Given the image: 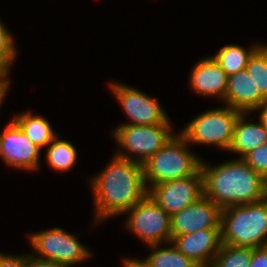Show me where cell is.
<instances>
[{
  "mask_svg": "<svg viewBox=\"0 0 267 267\" xmlns=\"http://www.w3.org/2000/svg\"><path fill=\"white\" fill-rule=\"evenodd\" d=\"M89 183L95 201V224L126 213L148 194L143 164L116 155Z\"/></svg>",
  "mask_w": 267,
  "mask_h": 267,
  "instance_id": "cell-1",
  "label": "cell"
},
{
  "mask_svg": "<svg viewBox=\"0 0 267 267\" xmlns=\"http://www.w3.org/2000/svg\"><path fill=\"white\" fill-rule=\"evenodd\" d=\"M203 196L224 209L232 205L259 202L261 174L242 158L209 166L202 161Z\"/></svg>",
  "mask_w": 267,
  "mask_h": 267,
  "instance_id": "cell-2",
  "label": "cell"
},
{
  "mask_svg": "<svg viewBox=\"0 0 267 267\" xmlns=\"http://www.w3.org/2000/svg\"><path fill=\"white\" fill-rule=\"evenodd\" d=\"M220 233L229 246H267V206L259 201L222 209Z\"/></svg>",
  "mask_w": 267,
  "mask_h": 267,
  "instance_id": "cell-3",
  "label": "cell"
},
{
  "mask_svg": "<svg viewBox=\"0 0 267 267\" xmlns=\"http://www.w3.org/2000/svg\"><path fill=\"white\" fill-rule=\"evenodd\" d=\"M187 145L186 139L180 133L174 135L143 163L144 182L147 190L153 185L165 181L195 175L201 170L202 159L190 152Z\"/></svg>",
  "mask_w": 267,
  "mask_h": 267,
  "instance_id": "cell-4",
  "label": "cell"
},
{
  "mask_svg": "<svg viewBox=\"0 0 267 267\" xmlns=\"http://www.w3.org/2000/svg\"><path fill=\"white\" fill-rule=\"evenodd\" d=\"M241 113L229 106L207 110L196 116L179 133L189 145H214L228 151L233 140L236 120Z\"/></svg>",
  "mask_w": 267,
  "mask_h": 267,
  "instance_id": "cell-5",
  "label": "cell"
},
{
  "mask_svg": "<svg viewBox=\"0 0 267 267\" xmlns=\"http://www.w3.org/2000/svg\"><path fill=\"white\" fill-rule=\"evenodd\" d=\"M171 129V124H121L113 130V138L127 152L119 150L115 155L143 164L174 136Z\"/></svg>",
  "mask_w": 267,
  "mask_h": 267,
  "instance_id": "cell-6",
  "label": "cell"
},
{
  "mask_svg": "<svg viewBox=\"0 0 267 267\" xmlns=\"http://www.w3.org/2000/svg\"><path fill=\"white\" fill-rule=\"evenodd\" d=\"M29 239L33 252L39 258L58 262L65 267L79 264L92 256L91 251L77 240L76 235L59 227L32 233Z\"/></svg>",
  "mask_w": 267,
  "mask_h": 267,
  "instance_id": "cell-7",
  "label": "cell"
},
{
  "mask_svg": "<svg viewBox=\"0 0 267 267\" xmlns=\"http://www.w3.org/2000/svg\"><path fill=\"white\" fill-rule=\"evenodd\" d=\"M129 213V214H128ZM126 227L147 245L170 243L171 216L148 194L127 211Z\"/></svg>",
  "mask_w": 267,
  "mask_h": 267,
  "instance_id": "cell-8",
  "label": "cell"
},
{
  "mask_svg": "<svg viewBox=\"0 0 267 267\" xmlns=\"http://www.w3.org/2000/svg\"><path fill=\"white\" fill-rule=\"evenodd\" d=\"M109 86L126 116L130 119L129 121H131L125 124H171L157 98L149 97L144 92L119 82H111Z\"/></svg>",
  "mask_w": 267,
  "mask_h": 267,
  "instance_id": "cell-9",
  "label": "cell"
},
{
  "mask_svg": "<svg viewBox=\"0 0 267 267\" xmlns=\"http://www.w3.org/2000/svg\"><path fill=\"white\" fill-rule=\"evenodd\" d=\"M148 195L170 216L197 202L203 196V175L165 181L153 185Z\"/></svg>",
  "mask_w": 267,
  "mask_h": 267,
  "instance_id": "cell-10",
  "label": "cell"
},
{
  "mask_svg": "<svg viewBox=\"0 0 267 267\" xmlns=\"http://www.w3.org/2000/svg\"><path fill=\"white\" fill-rule=\"evenodd\" d=\"M40 151L13 120L0 133V158L11 168L28 172L39 169Z\"/></svg>",
  "mask_w": 267,
  "mask_h": 267,
  "instance_id": "cell-11",
  "label": "cell"
},
{
  "mask_svg": "<svg viewBox=\"0 0 267 267\" xmlns=\"http://www.w3.org/2000/svg\"><path fill=\"white\" fill-rule=\"evenodd\" d=\"M222 209L202 196L197 202L171 216L172 236L194 233L203 229H220Z\"/></svg>",
  "mask_w": 267,
  "mask_h": 267,
  "instance_id": "cell-12",
  "label": "cell"
},
{
  "mask_svg": "<svg viewBox=\"0 0 267 267\" xmlns=\"http://www.w3.org/2000/svg\"><path fill=\"white\" fill-rule=\"evenodd\" d=\"M171 243L186 257L203 267L211 266L222 244L220 229H203L190 234L172 236Z\"/></svg>",
  "mask_w": 267,
  "mask_h": 267,
  "instance_id": "cell-13",
  "label": "cell"
},
{
  "mask_svg": "<svg viewBox=\"0 0 267 267\" xmlns=\"http://www.w3.org/2000/svg\"><path fill=\"white\" fill-rule=\"evenodd\" d=\"M265 100L267 99L246 69L228 76L226 94L223 99L226 106L242 113H250L255 112Z\"/></svg>",
  "mask_w": 267,
  "mask_h": 267,
  "instance_id": "cell-14",
  "label": "cell"
},
{
  "mask_svg": "<svg viewBox=\"0 0 267 267\" xmlns=\"http://www.w3.org/2000/svg\"><path fill=\"white\" fill-rule=\"evenodd\" d=\"M190 88L199 95L218 97L223 101L228 75L211 56L197 61L190 72Z\"/></svg>",
  "mask_w": 267,
  "mask_h": 267,
  "instance_id": "cell-15",
  "label": "cell"
},
{
  "mask_svg": "<svg viewBox=\"0 0 267 267\" xmlns=\"http://www.w3.org/2000/svg\"><path fill=\"white\" fill-rule=\"evenodd\" d=\"M241 113L235 123L233 140L228 151L238 153L243 158L258 146L267 143V129L259 120L258 123L247 122L246 115Z\"/></svg>",
  "mask_w": 267,
  "mask_h": 267,
  "instance_id": "cell-16",
  "label": "cell"
},
{
  "mask_svg": "<svg viewBox=\"0 0 267 267\" xmlns=\"http://www.w3.org/2000/svg\"><path fill=\"white\" fill-rule=\"evenodd\" d=\"M14 117L12 120L41 149L46 147L57 136L52 130V125L45 117L32 115L30 111Z\"/></svg>",
  "mask_w": 267,
  "mask_h": 267,
  "instance_id": "cell-17",
  "label": "cell"
},
{
  "mask_svg": "<svg viewBox=\"0 0 267 267\" xmlns=\"http://www.w3.org/2000/svg\"><path fill=\"white\" fill-rule=\"evenodd\" d=\"M259 46L256 44L245 49L240 45H225L212 57L229 76L245 70L250 56Z\"/></svg>",
  "mask_w": 267,
  "mask_h": 267,
  "instance_id": "cell-18",
  "label": "cell"
},
{
  "mask_svg": "<svg viewBox=\"0 0 267 267\" xmlns=\"http://www.w3.org/2000/svg\"><path fill=\"white\" fill-rule=\"evenodd\" d=\"M46 161L56 171L67 172L75 166L77 150L69 141L60 140L56 136L48 145Z\"/></svg>",
  "mask_w": 267,
  "mask_h": 267,
  "instance_id": "cell-19",
  "label": "cell"
},
{
  "mask_svg": "<svg viewBox=\"0 0 267 267\" xmlns=\"http://www.w3.org/2000/svg\"><path fill=\"white\" fill-rule=\"evenodd\" d=\"M160 248V244L149 245L153 252L146 259L151 267H197L198 265L181 253L174 245ZM159 247V248H158ZM155 250V251H154Z\"/></svg>",
  "mask_w": 267,
  "mask_h": 267,
  "instance_id": "cell-20",
  "label": "cell"
},
{
  "mask_svg": "<svg viewBox=\"0 0 267 267\" xmlns=\"http://www.w3.org/2000/svg\"><path fill=\"white\" fill-rule=\"evenodd\" d=\"M253 248L221 244L210 267H249Z\"/></svg>",
  "mask_w": 267,
  "mask_h": 267,
  "instance_id": "cell-21",
  "label": "cell"
},
{
  "mask_svg": "<svg viewBox=\"0 0 267 267\" xmlns=\"http://www.w3.org/2000/svg\"><path fill=\"white\" fill-rule=\"evenodd\" d=\"M259 44L260 46L250 56L245 69L267 99V44Z\"/></svg>",
  "mask_w": 267,
  "mask_h": 267,
  "instance_id": "cell-22",
  "label": "cell"
},
{
  "mask_svg": "<svg viewBox=\"0 0 267 267\" xmlns=\"http://www.w3.org/2000/svg\"><path fill=\"white\" fill-rule=\"evenodd\" d=\"M14 42L13 36L0 19V74H10L9 69L18 53Z\"/></svg>",
  "mask_w": 267,
  "mask_h": 267,
  "instance_id": "cell-23",
  "label": "cell"
},
{
  "mask_svg": "<svg viewBox=\"0 0 267 267\" xmlns=\"http://www.w3.org/2000/svg\"><path fill=\"white\" fill-rule=\"evenodd\" d=\"M255 172L267 173V143L258 146L242 158Z\"/></svg>",
  "mask_w": 267,
  "mask_h": 267,
  "instance_id": "cell-24",
  "label": "cell"
},
{
  "mask_svg": "<svg viewBox=\"0 0 267 267\" xmlns=\"http://www.w3.org/2000/svg\"><path fill=\"white\" fill-rule=\"evenodd\" d=\"M27 255H9L0 252V267H25Z\"/></svg>",
  "mask_w": 267,
  "mask_h": 267,
  "instance_id": "cell-25",
  "label": "cell"
},
{
  "mask_svg": "<svg viewBox=\"0 0 267 267\" xmlns=\"http://www.w3.org/2000/svg\"><path fill=\"white\" fill-rule=\"evenodd\" d=\"M35 255V253L27 255L25 267H65L64 265L59 264L58 262L48 259H42L36 257Z\"/></svg>",
  "mask_w": 267,
  "mask_h": 267,
  "instance_id": "cell-26",
  "label": "cell"
},
{
  "mask_svg": "<svg viewBox=\"0 0 267 267\" xmlns=\"http://www.w3.org/2000/svg\"><path fill=\"white\" fill-rule=\"evenodd\" d=\"M249 267H267V246L253 248Z\"/></svg>",
  "mask_w": 267,
  "mask_h": 267,
  "instance_id": "cell-27",
  "label": "cell"
},
{
  "mask_svg": "<svg viewBox=\"0 0 267 267\" xmlns=\"http://www.w3.org/2000/svg\"><path fill=\"white\" fill-rule=\"evenodd\" d=\"M123 262V267H151L148 260L145 258L144 260L125 258Z\"/></svg>",
  "mask_w": 267,
  "mask_h": 267,
  "instance_id": "cell-28",
  "label": "cell"
},
{
  "mask_svg": "<svg viewBox=\"0 0 267 267\" xmlns=\"http://www.w3.org/2000/svg\"><path fill=\"white\" fill-rule=\"evenodd\" d=\"M9 76L0 74V107L2 102L4 101V97L9 89L10 80Z\"/></svg>",
  "mask_w": 267,
  "mask_h": 267,
  "instance_id": "cell-29",
  "label": "cell"
},
{
  "mask_svg": "<svg viewBox=\"0 0 267 267\" xmlns=\"http://www.w3.org/2000/svg\"><path fill=\"white\" fill-rule=\"evenodd\" d=\"M260 197L259 201L267 206V173L261 175V186H260Z\"/></svg>",
  "mask_w": 267,
  "mask_h": 267,
  "instance_id": "cell-30",
  "label": "cell"
},
{
  "mask_svg": "<svg viewBox=\"0 0 267 267\" xmlns=\"http://www.w3.org/2000/svg\"><path fill=\"white\" fill-rule=\"evenodd\" d=\"M260 111L259 120L267 129V100H265L255 111Z\"/></svg>",
  "mask_w": 267,
  "mask_h": 267,
  "instance_id": "cell-31",
  "label": "cell"
}]
</instances>
